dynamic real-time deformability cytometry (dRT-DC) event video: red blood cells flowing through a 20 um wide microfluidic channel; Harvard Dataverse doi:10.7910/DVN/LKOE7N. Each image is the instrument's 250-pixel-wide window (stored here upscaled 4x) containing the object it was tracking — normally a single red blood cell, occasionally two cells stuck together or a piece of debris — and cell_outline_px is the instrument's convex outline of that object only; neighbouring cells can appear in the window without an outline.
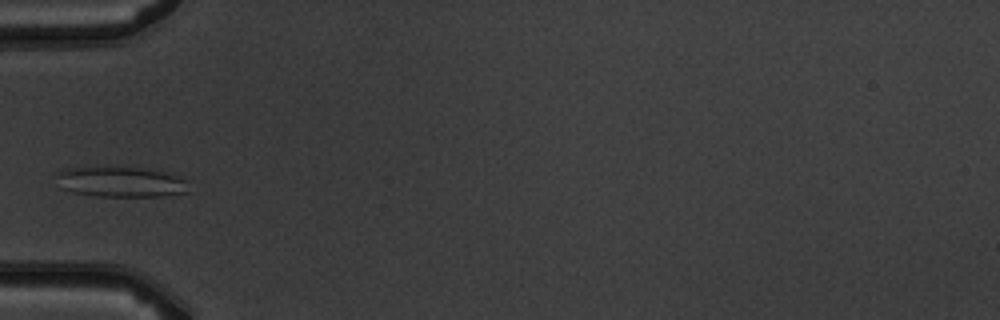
{"species": "common noctule bat (a hibernating species)", "species_latin": "Nyctalus noctula", "temperature_condition": "warm", "stored_images_in_passage": 5, "camera_frame_rate_fps": 3000, "um_per_image_px": 0.085, "animal": {"sex": "male", "body_mass_g": 19.5, "forearm_length_mm": 54.6}, "frame": {"image": 1, "passage_image": 3, "time_ms": 2.667, "image_size_px": [1000, 320], "cell_outline_px": [[188, 192], [164, 196], [96, 196], [72, 192], [60, 188], [56, 176], [56, 172], [60, 168], [84, 164], [124, 164], [168, 172], [184, 176], [188, 180]], "centroid_in_image_um": [10.21, 15.37], "position_along_channel_um": 74.8, "area_um2": 25.55}}
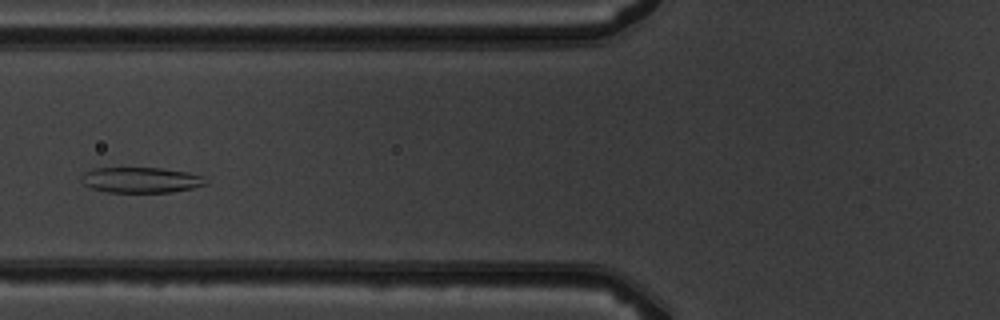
{"frame": {"image": 2, "passage_image": 4, "time_ms": 3.667, "image_size_px": [1000, 320], "cell_outline_px": [[208, 184], [192, 188], [172, 192], [108, 192], [92, 188], [84, 184], [80, 180], [80, 176], [84, 172], [92, 168], [160, 168], [188, 172], [204, 176]], "centroid_in_image_um": [11.98, 15.29], "position_along_channel_um": 113.8, "area_um2": 18.61}}